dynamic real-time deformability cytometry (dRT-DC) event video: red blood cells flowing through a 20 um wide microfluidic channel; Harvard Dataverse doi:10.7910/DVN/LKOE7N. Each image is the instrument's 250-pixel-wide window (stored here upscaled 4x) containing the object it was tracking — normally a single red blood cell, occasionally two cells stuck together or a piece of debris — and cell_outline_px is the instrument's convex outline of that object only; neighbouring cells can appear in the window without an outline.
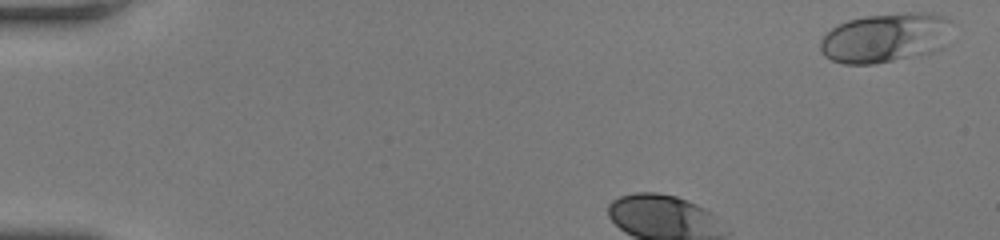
{"species": "human", "species_latin": "Homo sapiens", "temperature_condition": "room temperature", "stored_images_in_passage": 40, "camera_frame_rate_fps": 3000, "um_per_image_px": 0.085, "donor": {"sex": "female"}, "frame": {"image": 1, "passage_image": 1, "time_ms": 0.0, "image_size_px": [1000, 240], "cell_outline_px": [[952, 20], [944, 48], [932, 52], [876, 64], [844, 64], [832, 60], [824, 56], [820, 52], [820, 40], [832, 28], [848, 20], [864, 16], [904, 12], [932, 12], [944, 16]], "centroid_in_image_um": [75.28, 3.2], "position_along_channel_um": 9.7, "area_um2": 38.32}}
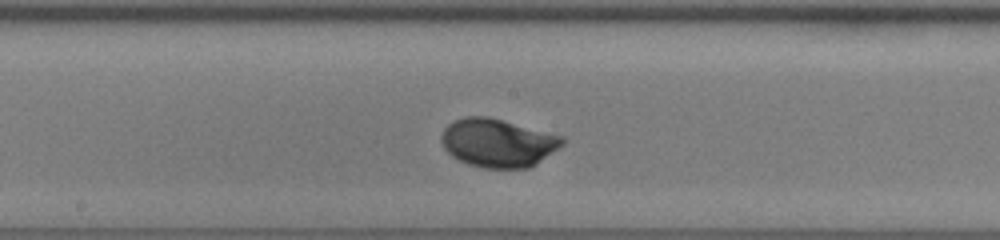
{"frame": {"image": 2, "passage_image": 23, "time_ms": 7.333, "image_size_px": [1000, 240], "cell_outline_px": [[564, 144], [536, 164], [528, 168], [484, 168], [468, 164], [452, 156], [444, 148], [440, 140], [440, 136], [444, 128], [448, 124], [464, 116], [488, 116], [564, 136]], "centroid_in_image_um": [42.31, 12.13], "position_along_channel_um": 205.9, "area_um2": 34.16}}
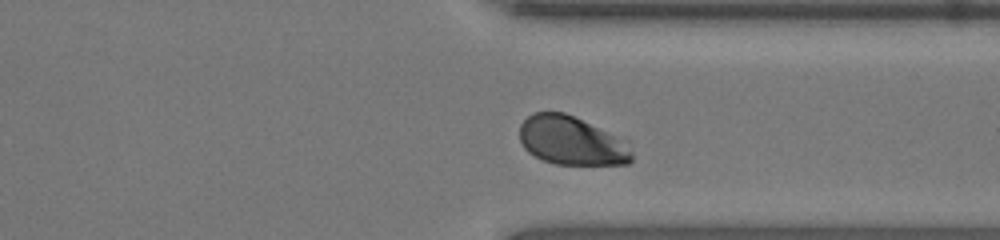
{"frame": {"image": 3, "passage_image": 36, "time_ms": 11.667, "image_size_px": [1000, 240], "cell_outline_px": [[632, 160], [628, 164], [556, 164], [544, 160], [528, 152], [524, 148], [520, 140], [520, 124], [532, 112], [564, 112], [628, 136], [632, 152]], "centroid_in_image_um": [48.7, 11.93], "position_along_channel_um": 362.7, "area_um2": 32.95}, "authors_computed_cell_mechanics": {"area_um2": 33.0327, "velocity_mm_per_s": 3.6005, "shape_relaxation_time_tau1_ms": 2.2958, "shape_relaxation_time_tau2_ms": null, "deformation_change_tau1": 0.1507, "deformation_change_tau2": null}}